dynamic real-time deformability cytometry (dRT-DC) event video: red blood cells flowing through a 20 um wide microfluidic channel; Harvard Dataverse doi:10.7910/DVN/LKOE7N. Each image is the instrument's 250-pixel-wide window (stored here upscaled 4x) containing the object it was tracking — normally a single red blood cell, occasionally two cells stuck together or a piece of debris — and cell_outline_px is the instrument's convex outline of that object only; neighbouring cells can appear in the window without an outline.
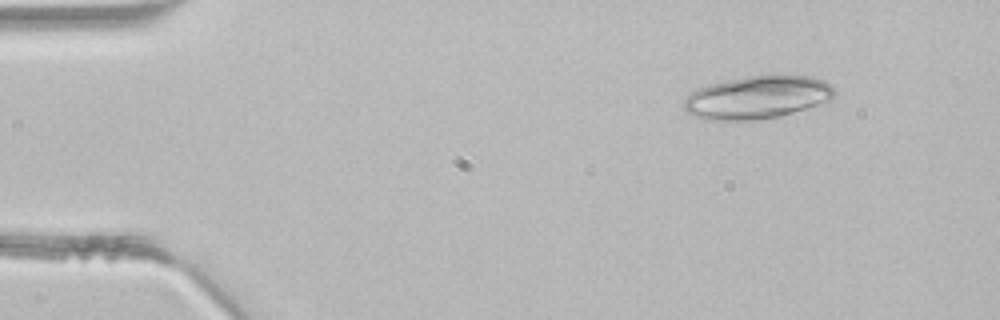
{"species": "common noctule bat (a hibernating species)", "species_latin": "Nyctalus noctula", "temperature_condition": "room temperature", "stored_images_in_passage": 3, "camera_frame_rate_fps": 3000, "um_per_image_px": 0.085, "animal": {"sex": "male", "body_mass_g": 21.5, "forearm_length_mm": 52.0}, "frame": {"image": 1, "passage_image": 1, "time_ms": 0.0, "image_size_px": [1000, 320], "cell_outline_px": [[836, 92], [828, 100], [780, 116], [756, 120], [704, 120], [692, 116], [684, 112], [684, 100], [696, 88], [708, 84], [744, 76], [784, 72], [808, 76], [824, 80]], "centroid_in_image_um": [64.31, 8.24], "position_along_channel_um": 20.7, "area_um2": 38.26}}